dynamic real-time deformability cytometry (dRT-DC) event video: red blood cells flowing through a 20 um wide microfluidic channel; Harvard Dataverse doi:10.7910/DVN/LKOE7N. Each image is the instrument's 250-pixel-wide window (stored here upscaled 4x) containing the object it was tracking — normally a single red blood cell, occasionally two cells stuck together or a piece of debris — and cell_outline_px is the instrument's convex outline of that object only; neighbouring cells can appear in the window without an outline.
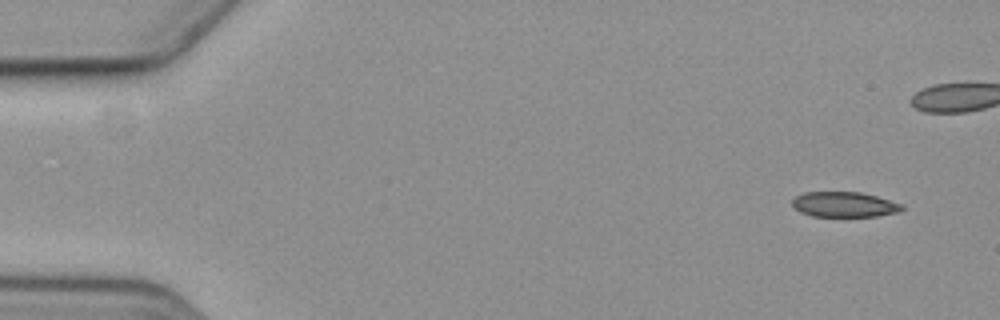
{"species": "common noctule bat (a hibernating species)", "species_latin": "Nyctalus noctula", "temperature_condition": "cold", "stored_images_in_passage": 4, "camera_frame_rate_fps": 3000, "um_per_image_px": 0.085, "animal": {"sex": "female", "body_mass_g": 19.3, "forearm_length_mm": 54.1}, "frame": {"image": 1, "passage_image": 1, "time_ms": 0.0, "image_size_px": [1000, 320], "cell_outline_px": [[904, 208], [896, 212], [876, 216], [812, 216], [800, 212], [792, 204], [792, 200], [796, 196], [804, 192], [860, 192], [876, 196], [900, 204]], "centroid_in_image_um": [71.71, 17.37], "position_along_channel_um": 13.3, "area_um2": 15.84}}